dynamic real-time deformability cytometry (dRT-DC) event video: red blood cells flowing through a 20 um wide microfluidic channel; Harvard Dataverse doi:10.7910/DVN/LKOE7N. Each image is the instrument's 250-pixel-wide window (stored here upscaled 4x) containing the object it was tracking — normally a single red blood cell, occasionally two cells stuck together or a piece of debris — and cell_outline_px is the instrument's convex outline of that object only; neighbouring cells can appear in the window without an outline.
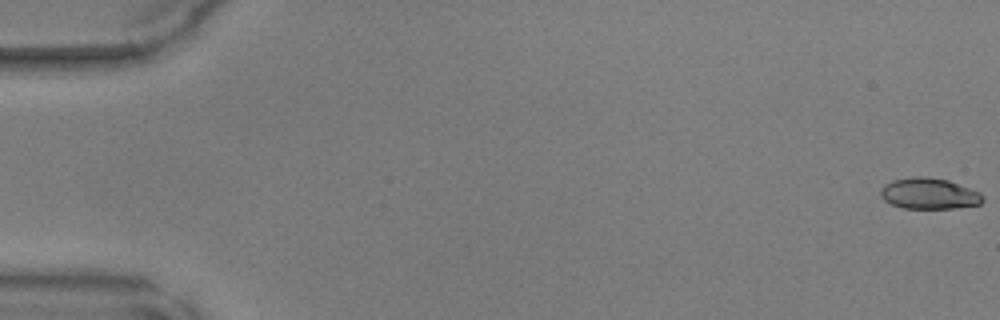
{"species": "common noctule bat (a hibernating species)", "species_latin": "Nyctalus noctula", "temperature_condition": "warm", "stored_images_in_passage": 11, "camera_frame_rate_fps": 3000, "um_per_image_px": 0.085, "animal": {"sex": "male", "body_mass_g": 17.9, "forearm_length_mm": 54.2}, "frame": {"image": 1, "passage_image": 1, "time_ms": 0.0, "image_size_px": [1000, 320], "cell_outline_px": [[984, 200], [980, 204], [956, 208], [904, 208], [892, 204], [884, 200], [880, 196], [880, 188], [884, 184], [892, 180], [912, 176], [928, 176], [948, 180], [980, 192], [984, 196]], "centroid_in_image_um": [78.96, 16.44], "position_along_channel_um": 6.0, "area_um2": 18.67}}